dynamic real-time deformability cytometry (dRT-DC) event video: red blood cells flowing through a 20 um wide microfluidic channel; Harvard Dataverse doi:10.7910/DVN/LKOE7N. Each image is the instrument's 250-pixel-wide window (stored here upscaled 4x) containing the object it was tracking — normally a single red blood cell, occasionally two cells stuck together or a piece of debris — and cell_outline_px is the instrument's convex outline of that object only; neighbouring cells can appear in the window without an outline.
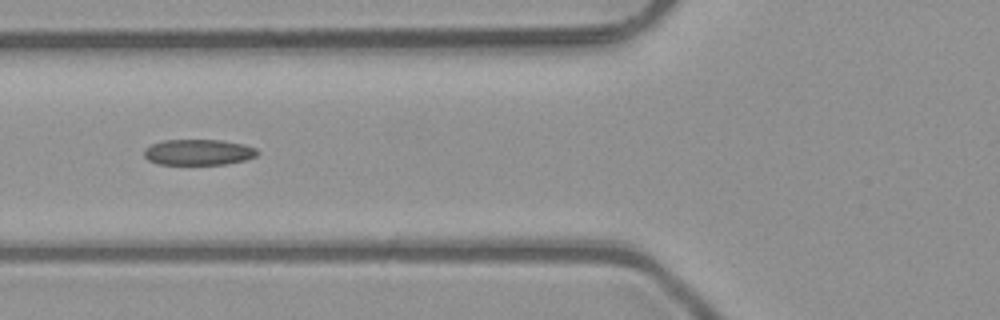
{"species": "common noctule bat (a hibernating species)", "species_latin": "Nyctalus noctula", "temperature_condition": "room temperature", "stored_images_in_passage": 5, "camera_frame_rate_fps": 3000, "um_per_image_px": 0.085, "animal": {"sex": "male", "body_mass_g": 23.1, "forearm_length_mm": 52.7}, "frame": {"image": 1, "passage_image": 5, "time_ms": 1.333, "image_size_px": [1000, 320], "cell_outline_px": [[260, 152], [256, 156], [244, 160], [224, 164], [156, 164], [148, 160], [144, 156], [144, 148], [152, 144], [164, 140], [220, 140], [244, 144], [256, 148]], "centroid_in_image_um": [16.86, 12.93], "position_along_channel_um": 108.9, "area_um2": 17.05}}